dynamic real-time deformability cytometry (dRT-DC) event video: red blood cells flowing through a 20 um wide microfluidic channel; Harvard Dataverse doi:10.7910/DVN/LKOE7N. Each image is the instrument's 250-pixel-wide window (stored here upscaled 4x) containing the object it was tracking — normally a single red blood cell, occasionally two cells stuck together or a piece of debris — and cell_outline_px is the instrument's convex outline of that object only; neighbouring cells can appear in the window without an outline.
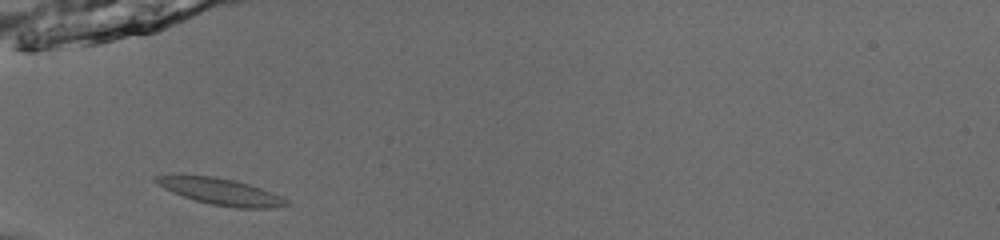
{"species": "common noctule bat (a hibernating species)", "species_latin": "Nyctalus noctula", "temperature_condition": "room temperature", "stored_images_in_passage": 35, "camera_frame_rate_fps": 3000, "um_per_image_px": 0.085, "animal": {"sex": "male", "body_mass_g": 13.0, "forearm_length_mm": 53.1}, "frame": {"image": 1, "passage_image": 2, "time_ms": 0.333, "image_size_px": [1000, 240], "cell_outline_px": [[292, 204], [268, 208], [236, 208], [212, 204], [196, 200], [172, 192], [156, 184], [152, 180], [152, 176], [216, 176], [236, 180], [272, 192], [288, 200]], "centroid_in_image_um": [18.78, 16.29], "position_along_channel_um": 66.2, "area_um2": 19.88}}
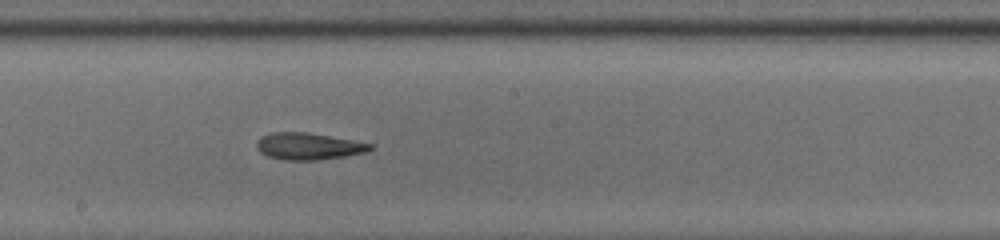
{"frame": {"image": 2, "passage_image": 14, "time_ms": 4.333, "image_size_px": [1000, 240], "cell_outline_px": [[376, 148], [368, 152], [344, 156], [316, 160], [284, 160], [268, 156], [260, 152], [256, 148], [256, 144], [260, 136], [272, 132], [304, 132], [352, 140], [372, 144]], "centroid_in_image_um": [26.22, 12.43], "position_along_channel_um": 222.0, "area_um2": 17.74}}
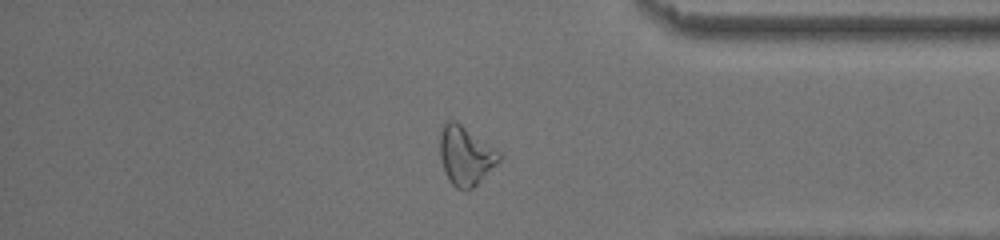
{"frame": {"image": 3, "passage_image": 28, "time_ms": 9.0, "image_size_px": [1000, 240], "cell_outline_px": [[500, 160], [468, 192], [464, 192], [456, 188], [448, 180], [444, 172], [440, 160], [440, 132], [444, 124], [448, 120], [456, 120], [500, 152]], "centroid_in_image_um": [39.54, 13.24], "position_along_channel_um": 395.7, "area_um2": 20.35}, "authors_computed_cell_mechanics": {"area_um2": 18.4382, "velocity_mm_per_s": 3.9565, "shape_relaxation_time_tau1_ms": 4.4886, "shape_relaxation_time_tau2_ms": 8.6393, "deformation_change_tau1": 0.1377, "deformation_change_tau2": 0.1465}}